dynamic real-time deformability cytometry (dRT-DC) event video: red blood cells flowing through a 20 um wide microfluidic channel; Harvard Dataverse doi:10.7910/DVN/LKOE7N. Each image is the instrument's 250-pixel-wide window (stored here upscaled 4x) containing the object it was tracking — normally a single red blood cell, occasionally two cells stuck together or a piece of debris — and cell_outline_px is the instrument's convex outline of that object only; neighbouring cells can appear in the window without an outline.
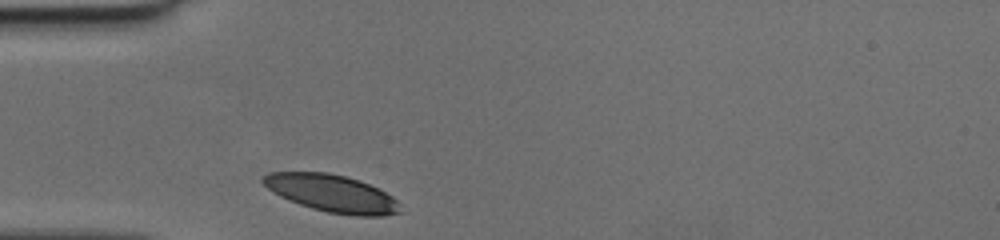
{"species": "human", "species_latin": "Homo sapiens", "temperature_condition": "cold", "stored_images_in_passage": 25, "camera_frame_rate_fps": 3000, "um_per_image_px": 0.085, "donor": {"sex": "female"}, "frame": {"image": 1, "passage_image": 1, "time_ms": 0.0, "image_size_px": [1000, 240], "cell_outline_px": [[400, 212], [384, 216], [356, 216], [328, 212], [312, 208], [300, 204], [280, 196], [272, 192], [260, 180], [268, 172], [328, 172], [360, 180], [380, 188], [392, 196], [396, 200]], "centroid_in_image_um": [28.21, 16.42], "position_along_channel_um": 56.8, "area_um2": 29.77}}
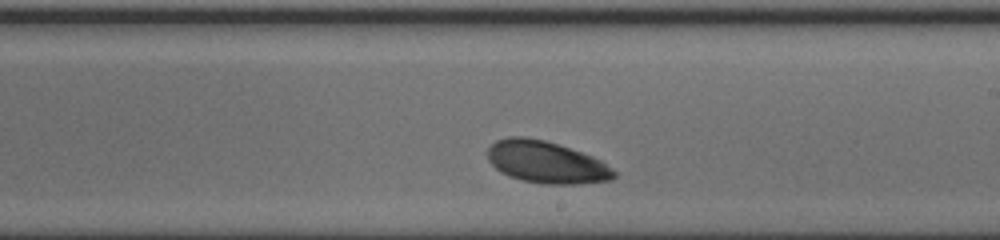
{"frame": {"image": 2, "passage_image": 15, "time_ms": 4.667, "image_size_px": [1000, 240], "cell_outline_px": [[616, 176], [612, 180], [580, 184], [544, 184], [520, 180], [508, 176], [500, 172], [488, 160], [488, 148], [496, 140], [508, 136], [524, 136], [544, 140], [592, 156], [600, 160], [612, 168], [616, 172]], "centroid_in_image_um": [46.42, 13.8], "position_along_channel_um": 242.6, "area_um2": 30.98}}
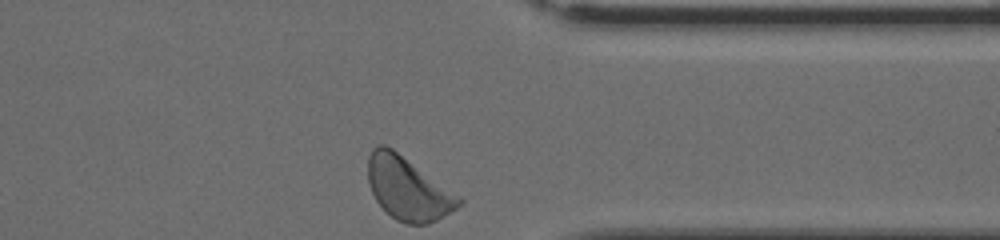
{"frame": {"image": 3, "passage_image": 25, "time_ms": 8.0, "image_size_px": [1000, 240], "cell_outline_px": [[464, 200], [456, 208], [436, 220], [428, 224], [404, 224], [396, 220], [376, 200], [368, 184], [368, 156], [372, 148], [380, 144], [384, 144], [392, 148]], "centroid_in_image_um": [34.63, 16.02], "position_along_channel_um": 376.8, "area_um2": 32.71}}